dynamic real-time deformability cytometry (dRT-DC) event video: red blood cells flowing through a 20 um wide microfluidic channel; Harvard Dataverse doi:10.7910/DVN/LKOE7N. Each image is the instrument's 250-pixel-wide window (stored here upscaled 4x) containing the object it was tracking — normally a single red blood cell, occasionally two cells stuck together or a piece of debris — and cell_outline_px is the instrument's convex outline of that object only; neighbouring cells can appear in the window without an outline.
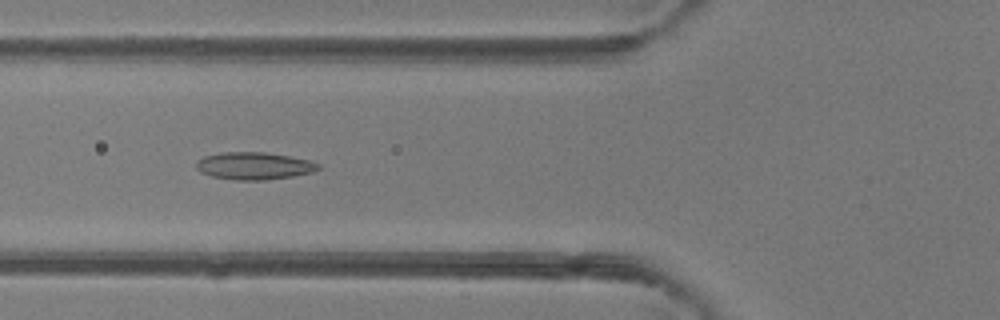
{"species": "common noctule bat (a hibernating species)", "species_latin": "Nyctalus noctula", "temperature_condition": "room temperature", "stored_images_in_passage": 39, "camera_frame_rate_fps": 3000, "um_per_image_px": 0.085, "animal": {"sex": "female"}, "frame": {"image": 1, "passage_image": 14, "time_ms": 4.333, "image_size_px": [1000, 320], "cell_outline_px": [[320, 168], [312, 172], [292, 176], [264, 180], [236, 180], [212, 176], [200, 172], [196, 168], [196, 160], [204, 156], [220, 152], [264, 152], [288, 156], [308, 160], [320, 164]], "centroid_in_image_um": [21.56, 14.09], "position_along_channel_um": 104.2, "area_um2": 19.42}}
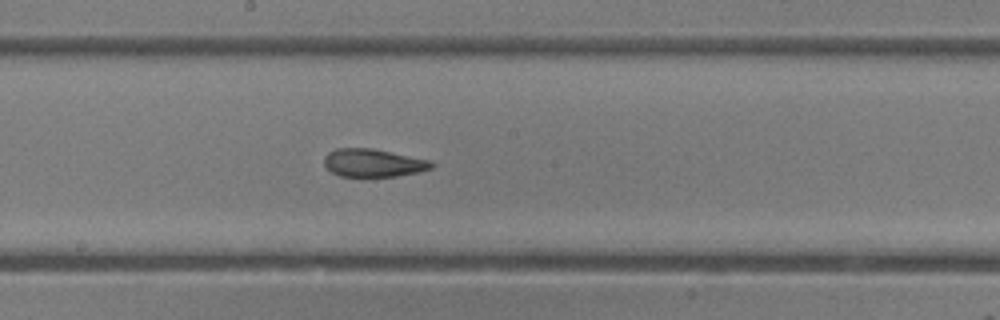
{"frame": {"image": 2, "passage_image": 22, "time_ms": 7.0, "image_size_px": [1000, 320], "cell_outline_px": [[436, 164], [432, 168], [420, 172], [396, 176], [340, 176], [332, 172], [324, 164], [324, 156], [328, 152], [336, 148], [372, 148], [432, 160]], "centroid_in_image_um": [31.76, 13.84], "position_along_channel_um": 216.4, "area_um2": 17.63}}
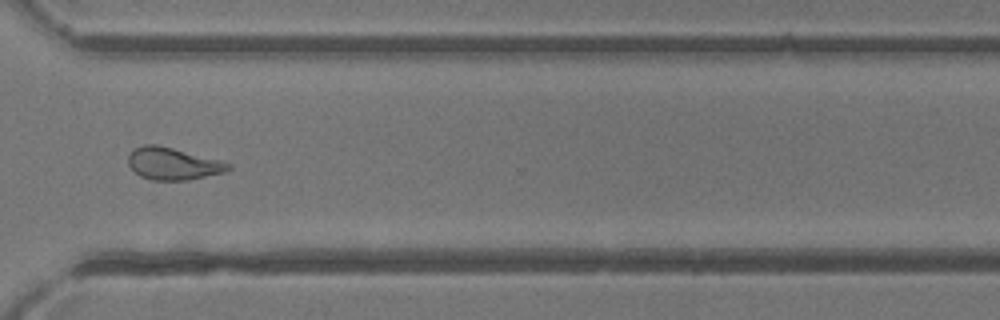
{"frame": {"image": 3, "passage_image": 32, "time_ms": 10.333, "image_size_px": [1000, 320], "cell_outline_px": [[232, 168], [224, 172], [188, 180], [152, 180], [140, 176], [128, 164], [128, 156], [132, 148], [144, 144], [156, 144], [172, 148], [232, 164]], "centroid_in_image_um": [14.65, 13.91], "position_along_channel_um": 355.9, "area_um2": 18.55}, "authors_computed_cell_mechanics": {"area_um2": 18.785, "velocity_mm_per_s": 4.1988, "shape_relaxation_time_tau1_ms": null, "shape_relaxation_time_tau2_ms": 2.9643, "deformation_change_tau1": null, "deformation_change_tau2": 0.1086}}